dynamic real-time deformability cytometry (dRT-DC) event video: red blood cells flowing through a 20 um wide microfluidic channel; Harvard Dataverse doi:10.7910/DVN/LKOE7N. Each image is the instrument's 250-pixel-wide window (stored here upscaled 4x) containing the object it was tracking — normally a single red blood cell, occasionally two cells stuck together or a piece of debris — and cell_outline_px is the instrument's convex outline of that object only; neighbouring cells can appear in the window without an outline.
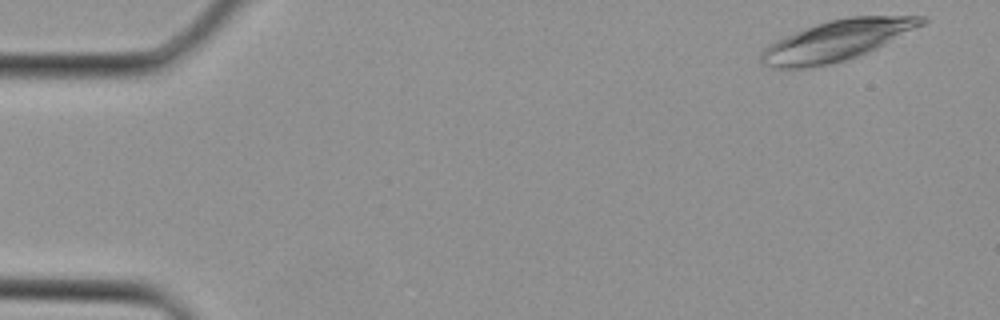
{"species": "Egyptian fruit bat (a non-hibernating species)", "species_latin": "Rousettus aegyptiacus", "temperature_condition": "cold", "stored_images_in_passage": 12, "camera_frame_rate_fps": 3000, "um_per_image_px": 0.085, "animal": {"sex": "female"}, "frame": {"image": 1, "passage_image": 1, "time_ms": 0.0, "image_size_px": [1000, 320], "cell_outline_px": [[928, 20], [924, 24], [876, 48], [856, 56], [844, 60], [828, 64], [808, 68], [768, 68], [760, 60], [760, 56], [764, 48], [768, 44], [776, 40], [804, 28], [828, 20], [848, 16], [928, 16]], "centroid_in_image_um": [71.1, 3.44], "position_along_channel_um": 13.9, "area_um2": 37.57}}
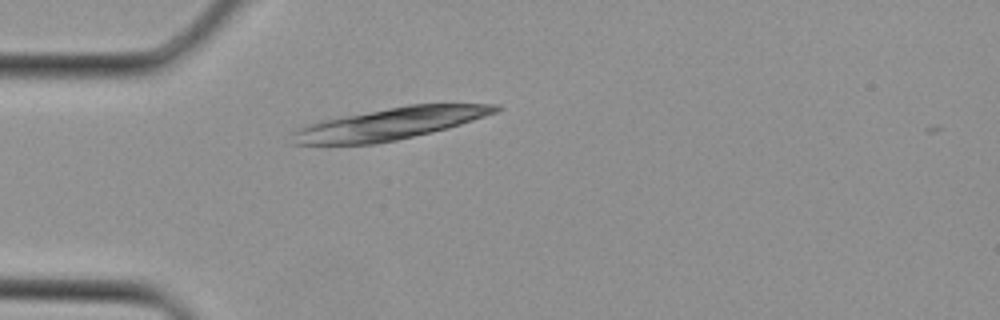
{"frame": {"image": 2, "passage_image": 9, "time_ms": 2.667, "image_size_px": [1000, 320], "cell_outline_px": [[504, 108], [496, 112], [448, 128], [432, 132], [396, 140], [376, 144], [292, 144], [292, 132], [296, 128], [304, 124], [320, 120], [408, 104], [500, 104]], "centroid_in_image_um": [33.11, 10.51], "position_along_channel_um": 51.9, "area_um2": 37.74}}